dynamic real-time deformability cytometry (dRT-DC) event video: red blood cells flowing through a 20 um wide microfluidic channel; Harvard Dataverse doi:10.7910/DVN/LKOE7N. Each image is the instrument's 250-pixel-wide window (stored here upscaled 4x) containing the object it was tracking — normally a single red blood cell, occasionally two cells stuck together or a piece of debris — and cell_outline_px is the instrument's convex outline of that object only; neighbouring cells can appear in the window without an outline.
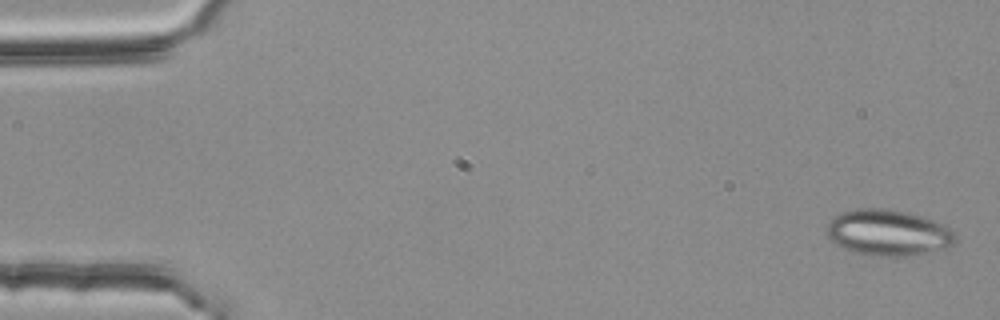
{"species": "common noctule bat (a hibernating species)", "species_latin": "Nyctalus noctula", "temperature_condition": "room temperature", "stored_images_in_passage": 4, "camera_frame_rate_fps": 3000, "um_per_image_px": 0.085, "animal": {"sex": "female", "body_mass_g": 25.1}, "frame": {"image": 1, "passage_image": 1, "time_ms": 0.0, "image_size_px": [1000, 320], "cell_outline_px": [[956, 240], [952, 244], [944, 248], [912, 256], [876, 256], [856, 252], [844, 248], [836, 244], [828, 236], [828, 224], [836, 216], [844, 212], [860, 208], [888, 208], [908, 212], [944, 224], [956, 236]], "centroid_in_image_um": [75.52, 19.78], "position_along_channel_um": 9.5, "area_um2": 34.1}}
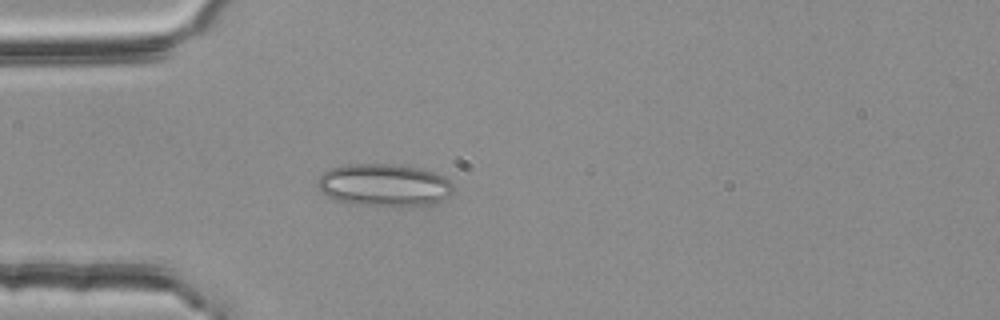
{"frame": {"image": 2, "passage_image": 4, "time_ms": 1.0, "image_size_px": [1000, 320], "cell_outline_px": [[452, 192], [448, 196], [440, 200], [428, 204], [400, 208], [348, 204], [336, 200], [328, 196], [320, 188], [320, 176], [324, 172], [332, 168], [348, 164], [392, 164], [420, 168], [436, 172], [444, 176], [452, 184]], "centroid_in_image_um": [32.69, 15.76], "position_along_channel_um": 52.3, "area_um2": 33.81}}